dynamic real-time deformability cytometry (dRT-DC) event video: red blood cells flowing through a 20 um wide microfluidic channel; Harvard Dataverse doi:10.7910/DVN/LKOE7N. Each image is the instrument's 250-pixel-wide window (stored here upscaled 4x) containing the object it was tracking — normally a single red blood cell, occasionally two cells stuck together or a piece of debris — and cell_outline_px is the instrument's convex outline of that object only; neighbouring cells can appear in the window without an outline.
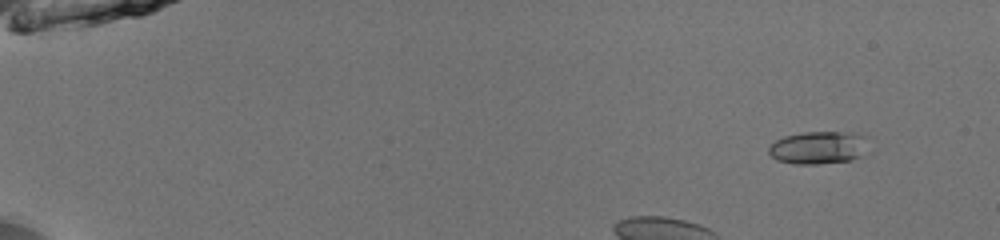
{"species": "common noctule bat (a hibernating species)", "species_latin": "Nyctalus noctula", "temperature_condition": "room temperature", "stored_images_in_passage": 18, "camera_frame_rate_fps": 3000, "um_per_image_px": 0.085, "animal": {"sex": "male", "body_mass_g": 13.0, "forearm_length_mm": 53.1}, "frame": {"image": 1, "passage_image": 6, "time_ms": 1.667, "image_size_px": [1000, 240], "cell_outline_px": [[876, 148], [852, 160], [816, 164], [792, 164], [776, 160], [768, 152], [768, 148], [776, 140], [784, 136], [804, 132], [856, 132], [872, 136]], "centroid_in_image_um": [69.78, 12.53], "position_along_channel_um": 15.2, "area_um2": 20.17}}
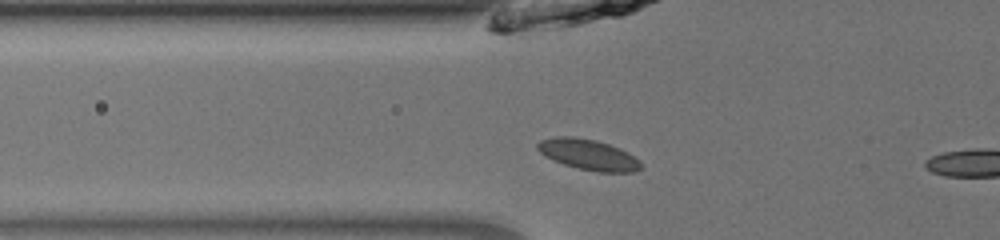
{"frame": {"image": 2, "passage_image": 16, "time_ms": 5.0, "image_size_px": [1000, 240], "cell_outline_px": [[644, 168], [636, 172], [596, 172], [576, 168], [552, 160], [544, 156], [536, 148], [536, 144], [540, 140], [556, 136], [572, 136], [596, 140], [620, 148], [628, 152], [640, 160], [644, 164]], "centroid_in_image_um": [50.04, 13.15], "position_along_channel_um": 75.8, "area_um2": 18.9}}